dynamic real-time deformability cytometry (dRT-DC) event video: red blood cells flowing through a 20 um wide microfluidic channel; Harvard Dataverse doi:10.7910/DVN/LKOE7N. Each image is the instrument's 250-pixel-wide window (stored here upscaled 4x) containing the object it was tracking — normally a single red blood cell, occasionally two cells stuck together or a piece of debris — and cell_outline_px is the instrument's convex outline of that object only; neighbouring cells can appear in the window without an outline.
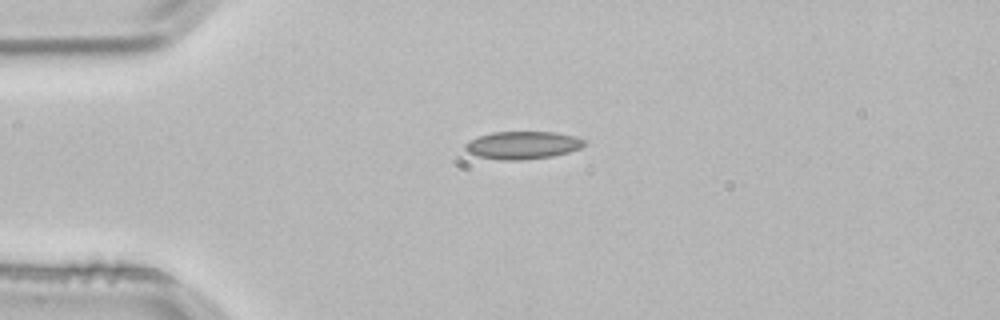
{"species": "common noctule bat (a hibernating species)", "species_latin": "Nyctalus noctula", "temperature_condition": "room temperature", "stored_images_in_passage": 2, "camera_frame_rate_fps": 3000, "um_per_image_px": 0.085, "animal": {"sex": "male", "body_mass_g": 21.5, "forearm_length_mm": 52.0}, "frame": {"image": 1, "passage_image": 1, "time_ms": 0.0, "image_size_px": [1000, 320], "cell_outline_px": [[584, 144], [580, 148], [568, 152], [552, 156], [520, 160], [500, 160], [476, 156], [468, 152], [464, 148], [464, 144], [480, 136], [492, 132], [552, 132], [572, 136], [584, 140]], "centroid_in_image_um": [44.38, 12.35], "position_along_channel_um": 40.6, "area_um2": 18.96}}